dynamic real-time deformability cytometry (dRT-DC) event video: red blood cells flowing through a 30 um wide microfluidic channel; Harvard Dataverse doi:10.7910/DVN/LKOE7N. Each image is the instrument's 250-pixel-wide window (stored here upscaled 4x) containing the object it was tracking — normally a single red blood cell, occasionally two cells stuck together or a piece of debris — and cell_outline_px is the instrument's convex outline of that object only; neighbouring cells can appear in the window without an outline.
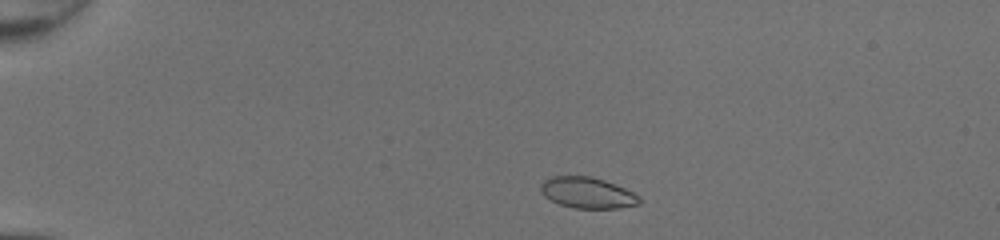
{"species": "common noctule bat (a hibernating species)", "species_latin": "Nyctalus noctula", "temperature_condition": "room temperature", "stored_images_in_passage": 42, "camera_frame_rate_fps": 3000, "um_per_image_px": 0.085, "animal": {"sex": "female", "body_mass_g": 20.0, "forearm_length_mm": 54.0}, "frame": {"image": 1, "passage_image": 4, "time_ms": 1.0, "image_size_px": [1000, 240], "cell_outline_px": [[640, 204], [620, 208], [572, 208], [560, 204], [544, 196], [540, 192], [540, 184], [544, 180], [552, 176], [588, 176], [604, 180], [624, 188], [640, 196]], "centroid_in_image_um": [49.91, 16.39], "position_along_channel_um": 35.1, "area_um2": 17.8}}
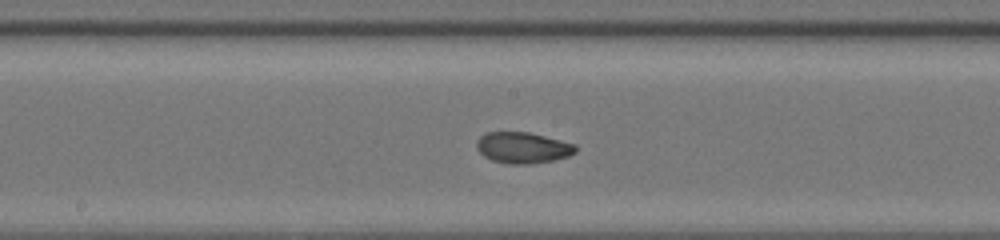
{"frame": {"image": 2, "passage_image": 21, "time_ms": 6.667, "image_size_px": [1000, 240], "cell_outline_px": [[576, 152], [568, 156], [552, 160], [528, 164], [512, 164], [492, 160], [484, 156], [476, 148], [476, 140], [480, 136], [488, 132], [528, 132], [576, 144]], "centroid_in_image_um": [44.42, 12.55], "position_along_channel_um": 203.8, "area_um2": 17.8}}
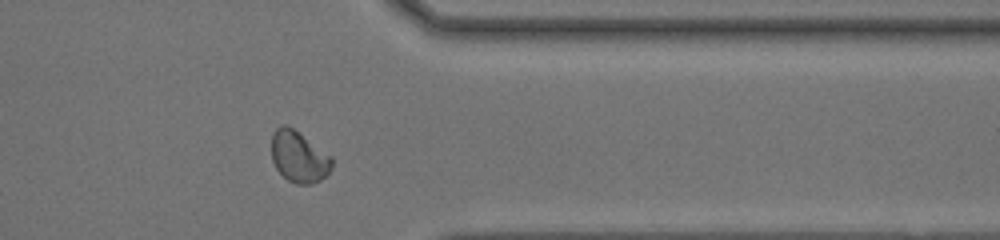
{"frame": {"image": 3, "passage_image": 34, "time_ms": 11.0, "image_size_px": [1000, 240], "cell_outline_px": [[332, 168], [320, 180], [312, 184], [296, 184], [288, 180], [276, 168], [272, 160], [272, 136], [276, 128], [280, 124], [288, 124], [332, 156]], "centroid_in_image_um": [25.4, 13.3], "position_along_channel_um": 386.0, "area_um2": 18.09}, "authors_computed_cell_mechanics": {"area_um2": 17.9758, "velocity_mm_per_s": 4.3167, "shape_relaxation_time_tau1_ms": 3.9231, "shape_relaxation_time_tau2_ms": 0.9309, "deformation_change_tau1": 0.1369, "deformation_change_tau2": 0.0406}}